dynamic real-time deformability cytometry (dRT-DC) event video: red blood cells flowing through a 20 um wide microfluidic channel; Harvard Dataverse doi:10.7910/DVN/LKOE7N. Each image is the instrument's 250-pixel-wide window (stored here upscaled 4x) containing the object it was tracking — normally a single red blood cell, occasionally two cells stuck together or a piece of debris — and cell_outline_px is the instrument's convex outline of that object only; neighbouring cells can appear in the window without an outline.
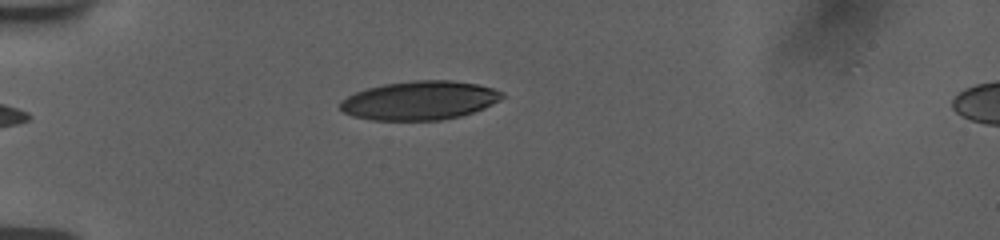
{"species": "human", "species_latin": "Homo sapiens", "temperature_condition": "room temperature", "stored_images_in_passage": 34, "camera_frame_rate_fps": 3000, "um_per_image_px": 0.085, "donor": {"sex": "female"}, "frame": {"image": 1, "passage_image": 2, "time_ms": 0.333, "image_size_px": [1000, 240], "cell_outline_px": [[504, 96], [500, 100], [484, 108], [460, 116], [440, 120], [372, 120], [352, 116], [344, 112], [340, 108], [340, 100], [356, 92], [368, 88], [384, 84], [416, 80], [448, 80], [476, 84], [492, 88], [504, 92]], "centroid_in_image_um": [35.67, 8.54], "position_along_channel_um": 49.3, "area_um2": 36.47}}
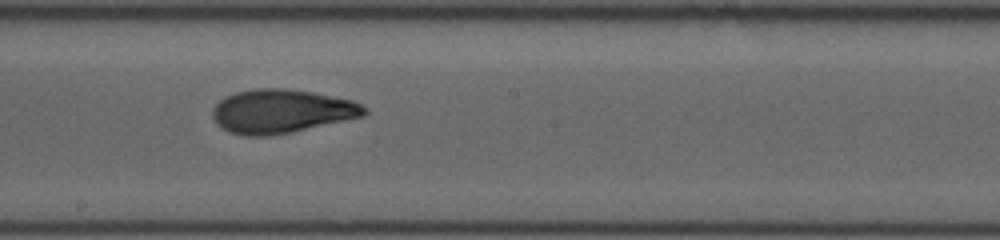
{"frame": {"image": 2, "passage_image": 18, "time_ms": 5.667, "image_size_px": [1000, 240], "cell_outline_px": [[368, 112], [364, 116], [288, 132], [268, 136], [244, 136], [228, 132], [220, 128], [216, 124], [212, 116], [212, 108], [220, 100], [236, 92], [252, 88], [284, 88], [312, 92], [352, 100], [368, 108]], "centroid_in_image_um": [23.88, 9.45], "position_along_channel_um": 224.3, "area_um2": 38.61}}
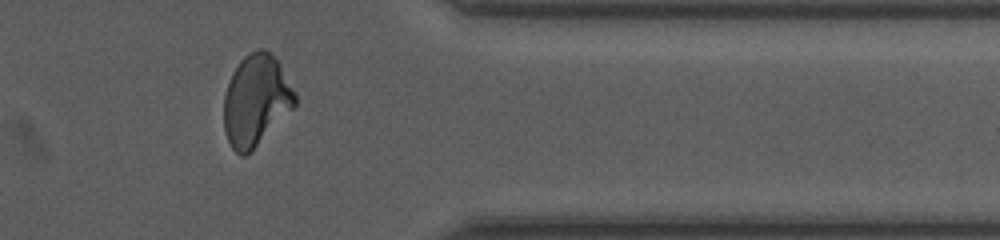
{"frame": {"image": 3, "passage_image": 32, "time_ms": 10.333, "image_size_px": [1000, 240], "cell_outline_px": [[296, 104], [244, 156], [240, 156], [232, 148], [224, 132], [224, 96], [232, 72], [240, 60], [244, 56], [260, 48], [264, 48], [280, 64], [296, 92]], "centroid_in_image_um": [21.74, 8.49], "position_along_channel_um": 389.7, "area_um2": 36.99}, "authors_computed_cell_mechanics": {"area_um2": 37.6856, "velocity_mm_per_s": 3.772, "shape_relaxation_time_tau1_ms": 5.4884, "shape_relaxation_time_tau2_ms": 1.8059, "deformation_change_tau1": 0.1979, "deformation_change_tau2": 0.0847}}